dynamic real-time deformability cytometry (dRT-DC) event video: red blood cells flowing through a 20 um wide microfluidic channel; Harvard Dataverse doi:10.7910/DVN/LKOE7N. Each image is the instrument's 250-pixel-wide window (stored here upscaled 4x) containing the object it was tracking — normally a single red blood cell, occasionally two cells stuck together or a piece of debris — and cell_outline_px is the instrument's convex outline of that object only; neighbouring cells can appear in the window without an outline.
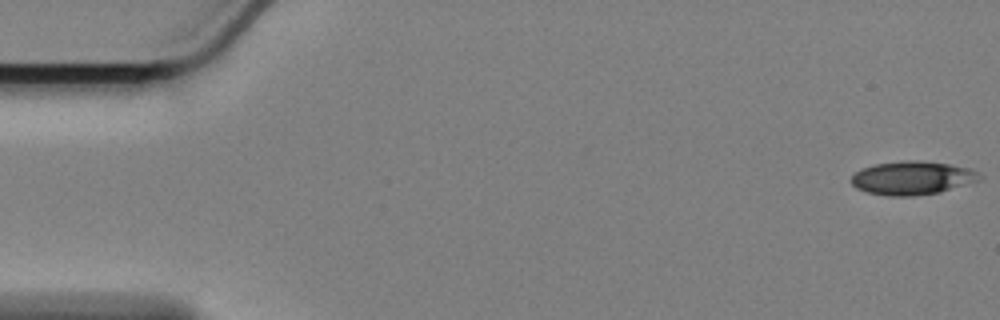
{"species": "Egyptian fruit bat (a non-hibernating species)", "species_latin": "Rousettus aegyptiacus", "temperature_condition": "cold", "stored_images_in_passage": 20, "camera_frame_rate_fps": 3000, "um_per_image_px": 0.085, "animal": {"sex": "female"}, "frame": {"image": 1, "passage_image": 1, "time_ms": 0.0, "image_size_px": [1000, 320], "cell_outline_px": [[980, 180], [940, 192], [916, 196], [888, 196], [868, 192], [856, 188], [852, 184], [852, 176], [856, 172], [864, 168], [876, 164], [900, 160], [916, 160], [948, 164], [972, 168], [980, 176]], "centroid_in_image_um": [77.55, 15.13], "position_along_channel_um": 7.5, "area_um2": 24.91}}
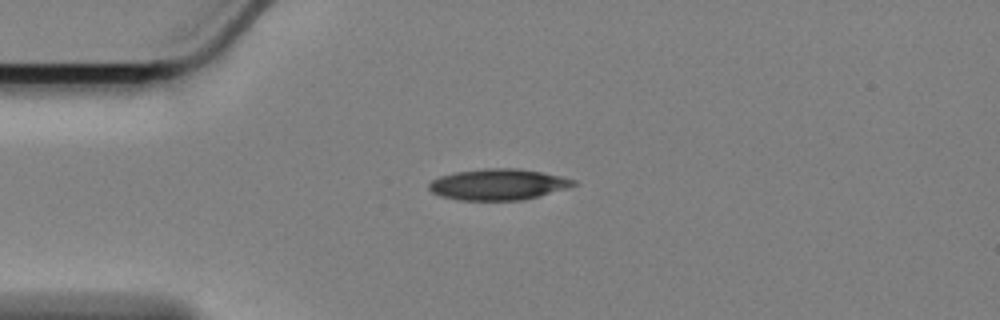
{"frame": {"image": 2, "passage_image": 14, "time_ms": 4.333, "image_size_px": [1000, 320], "cell_outline_px": [[576, 184], [540, 196], [524, 200], [456, 200], [440, 196], [432, 192], [428, 188], [428, 184], [432, 180], [440, 176], [456, 172], [484, 168], [520, 168], [560, 176], [576, 180]], "centroid_in_image_um": [42.3, 15.68], "position_along_channel_um": 42.7, "area_um2": 26.13}}
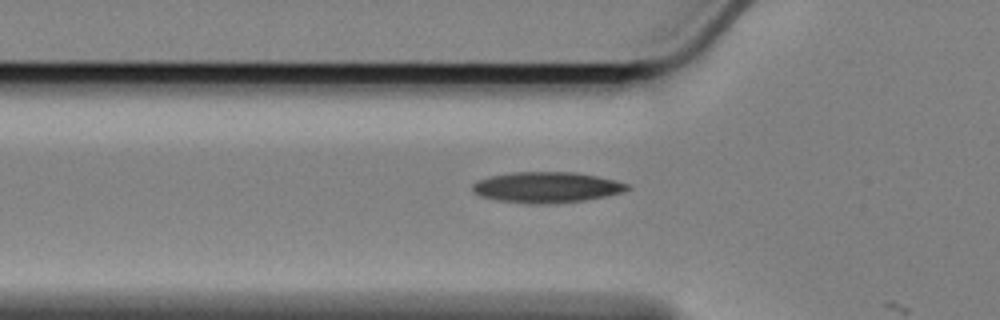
{"frame": {"image": 3, "passage_image": 19, "time_ms": 6.0, "image_size_px": [1000, 320], "cell_outline_px": [[632, 188], [624, 192], [584, 200], [556, 204], [528, 204], [496, 200], [480, 196], [472, 192], [472, 184], [476, 180], [488, 176], [512, 172], [576, 172], [616, 180], [628, 184]], "centroid_in_image_um": [46.43, 15.92], "position_along_channel_um": 79.4, "area_um2": 28.15}}